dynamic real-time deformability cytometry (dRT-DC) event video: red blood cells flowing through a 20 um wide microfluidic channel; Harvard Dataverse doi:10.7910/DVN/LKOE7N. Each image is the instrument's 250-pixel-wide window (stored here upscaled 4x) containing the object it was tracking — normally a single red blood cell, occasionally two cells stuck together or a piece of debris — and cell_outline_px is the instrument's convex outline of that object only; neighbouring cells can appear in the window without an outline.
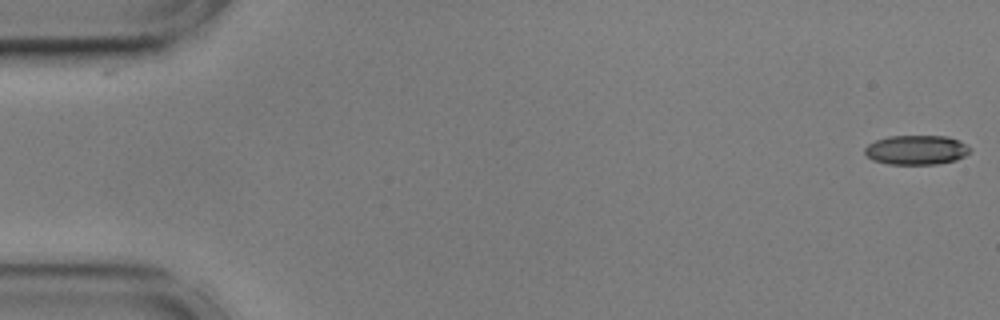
{"species": "common noctule bat (a hibernating species)", "species_latin": "Nyctalus noctula", "temperature_condition": "cold", "stored_images_in_passage": 56, "camera_frame_rate_fps": 3000, "um_per_image_px": 0.085, "animal": {"sex": "male", "body_mass_g": 17.9, "forearm_length_mm": 54.2}, "frame": {"image": 1, "passage_image": 1, "time_ms": 0.0, "image_size_px": [1000, 320], "cell_outline_px": [[972, 148], [964, 156], [956, 160], [936, 164], [888, 164], [872, 160], [864, 152], [864, 148], [868, 144], [876, 140], [888, 136], [948, 136]], "centroid_in_image_um": [77.86, 12.74], "position_along_channel_um": 7.1, "area_um2": 17.98}}
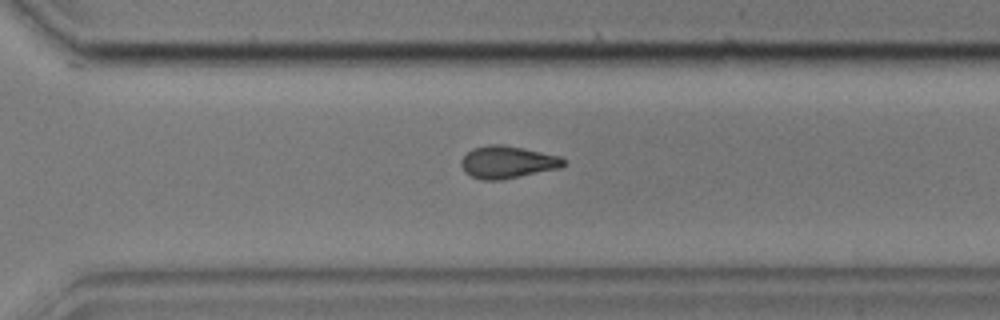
{"frame": {"image": 2, "passage_image": 39, "time_ms": 12.667, "image_size_px": [1000, 320], "cell_outline_px": [[568, 164], [560, 168], [500, 180], [480, 180], [464, 172], [460, 164], [460, 160], [472, 148], [488, 144], [500, 144], [524, 148], [560, 156], [568, 160]], "centroid_in_image_um": [43.15, 13.78], "position_along_channel_um": 327.5, "area_um2": 19.54}}
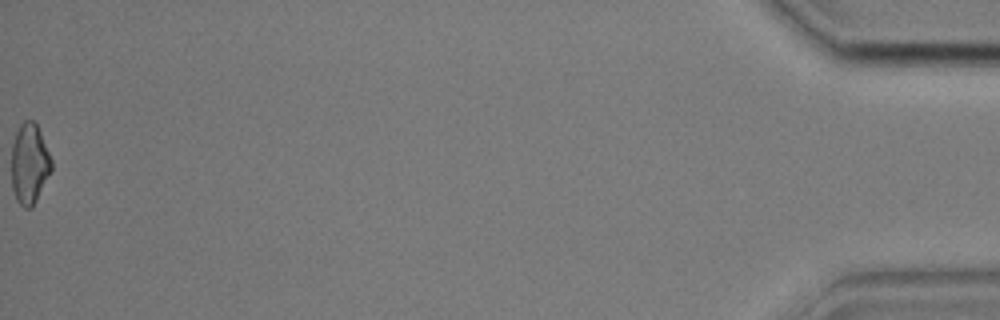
{"frame": {"image": 3, "passage_image": 56, "time_ms": 18.333, "image_size_px": [1000, 320], "cell_outline_px": [[52, 172], [32, 208], [24, 208], [16, 200], [12, 188], [12, 144], [16, 132], [20, 124], [24, 120], [32, 120], [36, 124], [40, 132], [52, 160]], "centroid_in_image_um": [2.51, 13.94], "position_along_channel_um": 432.7, "area_um2": 18.84}, "authors_computed_cell_mechanics": {"area_um2": 19.2185, "velocity_mm_per_s": 3.6101, "shape_relaxation_time_tau1_ms": 9.451, "shape_relaxation_time_tau2_ms": 4.4332, "deformation_change_tau1": 0.1748, "deformation_change_tau2": 0.1189}}